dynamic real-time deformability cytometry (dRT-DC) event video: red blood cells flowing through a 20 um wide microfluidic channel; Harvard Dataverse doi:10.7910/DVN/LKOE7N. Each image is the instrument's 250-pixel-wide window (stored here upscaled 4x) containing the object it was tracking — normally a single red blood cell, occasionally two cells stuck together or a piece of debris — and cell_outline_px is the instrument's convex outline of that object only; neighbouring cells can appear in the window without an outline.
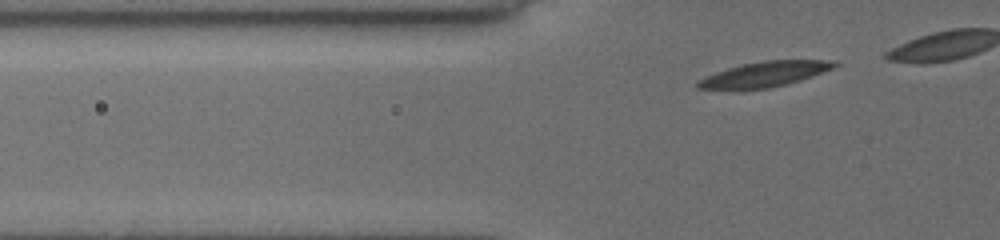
{"species": "common noctule bat (a hibernating species)", "species_latin": "Nyctalus noctula", "temperature_condition": "cold", "stored_images_in_passage": 9, "camera_frame_rate_fps": 3000, "um_per_image_px": 0.085, "animal": {"sex": "female", "body_mass_g": 19.5, "forearm_length_mm": 54.1}, "frame": {"image": 1, "passage_image": 2, "time_ms": 0.333, "image_size_px": [1000, 240], "cell_outline_px": [[840, 64], [832, 68], [784, 84], [768, 88], [696, 88], [696, 80], [704, 76], [740, 64], [764, 60], [828, 60]], "centroid_in_image_um": [64.92, 6.28], "position_along_channel_um": 60.9, "area_um2": 19.31}}
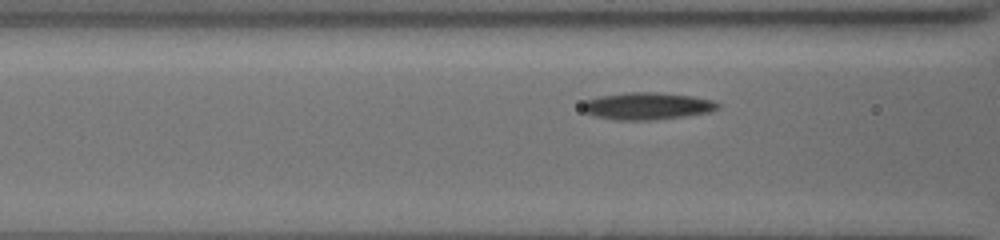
{"frame": {"image": 2, "passage_image": 7, "time_ms": 2.0, "image_size_px": [1000, 240], "cell_outline_px": [[720, 108], [712, 112], [656, 120], [616, 120], [596, 116], [584, 112], [580, 108], [580, 104], [584, 100], [600, 96], [628, 92], [656, 92], [692, 96], [712, 100], [720, 104]], "centroid_in_image_um": [54.99, 9.01], "position_along_channel_um": 111.6, "area_um2": 21.68}}